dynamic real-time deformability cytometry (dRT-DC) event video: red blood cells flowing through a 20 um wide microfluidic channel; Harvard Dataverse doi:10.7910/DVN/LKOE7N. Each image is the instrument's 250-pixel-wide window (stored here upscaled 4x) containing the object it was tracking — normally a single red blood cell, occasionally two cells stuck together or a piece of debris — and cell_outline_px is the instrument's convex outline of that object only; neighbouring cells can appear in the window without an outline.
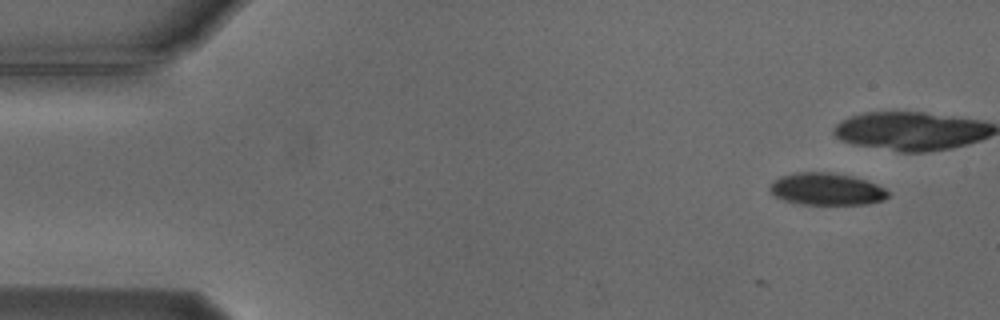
{"species": "Egyptian fruit bat (a non-hibernating species)", "species_latin": "Rousettus aegyptiacus", "temperature_condition": "cold", "stored_images_in_passage": 3, "camera_frame_rate_fps": 3000, "um_per_image_px": 0.085, "animal": {"sex": "male"}, "frame": {"image": 1, "passage_image": 1, "time_ms": 0.0, "image_size_px": [1000, 320], "cell_outline_px": [[888, 196], [884, 200], [868, 204], [800, 204], [784, 200], [772, 196], [768, 192], [768, 188], [772, 180], [780, 176], [796, 172], [828, 172], [852, 176], [876, 184], [884, 188], [888, 192]], "centroid_in_image_um": [70.18, 16.07], "position_along_channel_um": 14.8, "area_um2": 22.31}}